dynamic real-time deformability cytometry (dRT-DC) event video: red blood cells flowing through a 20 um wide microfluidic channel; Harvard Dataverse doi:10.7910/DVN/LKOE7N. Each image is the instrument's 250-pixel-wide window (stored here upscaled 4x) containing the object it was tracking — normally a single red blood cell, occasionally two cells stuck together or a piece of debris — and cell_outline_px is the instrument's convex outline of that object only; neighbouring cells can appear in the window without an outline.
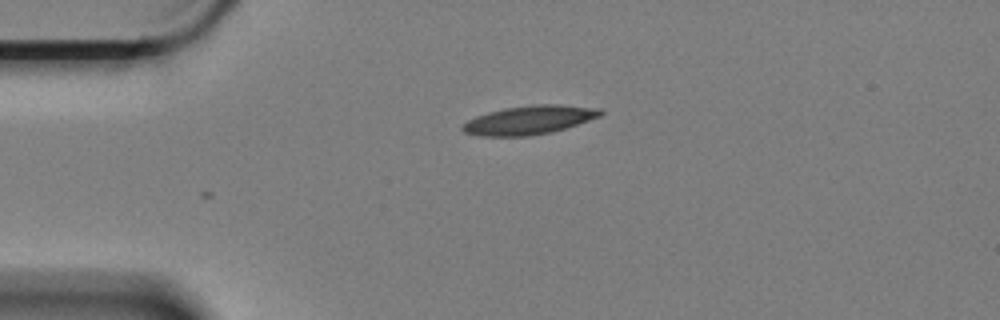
{"species": "Egyptian fruit bat (a non-hibernating species)", "species_latin": "Rousettus aegyptiacus", "temperature_condition": "cold", "stored_images_in_passage": 2, "camera_frame_rate_fps": 3000, "um_per_image_px": 0.085, "animal": {"sex": "female"}, "frame": {"image": 1, "passage_image": 2, "time_ms": 0.333, "image_size_px": [1000, 320], "cell_outline_px": [[604, 112], [600, 116], [552, 132], [528, 136], [480, 136], [464, 132], [460, 128], [468, 120], [476, 116], [488, 112], [504, 108], [536, 104], [560, 104], [600, 108]], "centroid_in_image_um": [44.98, 10.19], "position_along_channel_um": 40.0, "area_um2": 23.0}}